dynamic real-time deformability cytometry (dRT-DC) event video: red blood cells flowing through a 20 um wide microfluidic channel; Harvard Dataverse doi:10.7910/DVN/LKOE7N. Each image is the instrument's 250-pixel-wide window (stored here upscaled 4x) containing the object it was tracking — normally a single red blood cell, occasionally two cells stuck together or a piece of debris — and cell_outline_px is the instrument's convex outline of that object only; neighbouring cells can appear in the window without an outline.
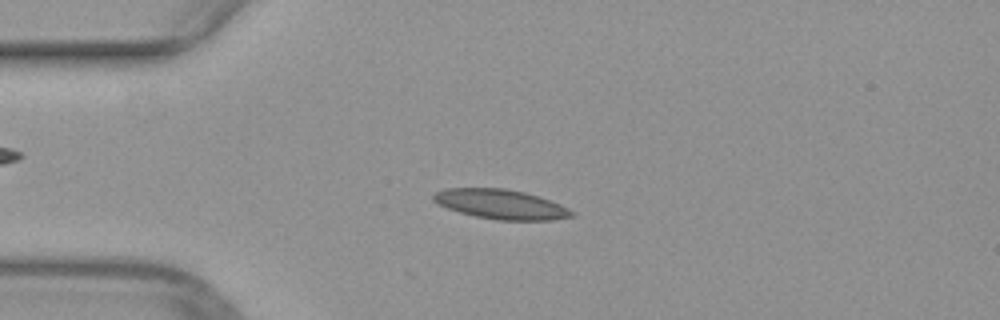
{"species": "common noctule bat (a hibernating species)", "species_latin": "Nyctalus noctula", "temperature_condition": "warm", "stored_images_in_passage": 42, "camera_frame_rate_fps": 3000, "um_per_image_px": 0.085, "animal": {"sex": "female", "body_mass_g": 29.2, "forearm_length_mm": 56.3}, "frame": {"image": 1, "passage_image": 4, "time_ms": 1.0, "image_size_px": [1000, 320], "cell_outline_px": [[576, 216], [552, 220], [496, 220], [476, 216], [460, 212], [436, 204], [432, 200], [432, 196], [436, 192], [444, 188], [504, 188], [524, 192], [560, 204], [568, 208]], "centroid_in_image_um": [42.54, 17.36], "position_along_channel_um": 42.5, "area_um2": 23.76}}
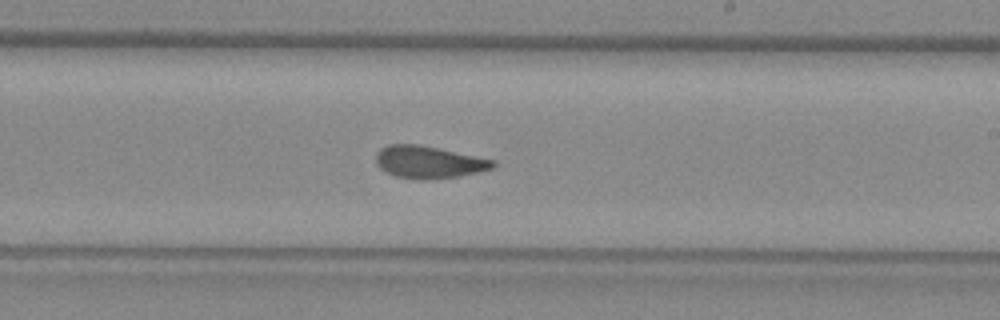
{"frame": {"image": 2, "passage_image": 21, "time_ms": 6.667, "image_size_px": [1000, 320], "cell_outline_px": [[496, 164], [492, 168], [476, 172], [456, 176], [424, 180], [396, 176], [384, 172], [376, 164], [376, 152], [380, 148], [388, 144], [420, 144], [496, 160]], "centroid_in_image_um": [36.4, 13.76], "position_along_channel_um": 252.6, "area_um2": 22.02}}
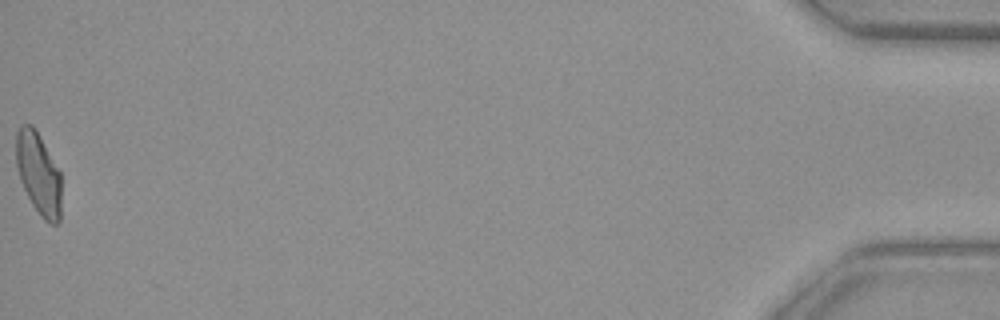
{"frame": {"image": 3, "passage_image": 42, "time_ms": 13.667, "image_size_px": [1000, 320], "cell_outline_px": [[60, 220], [56, 224], [48, 224], [40, 216], [32, 204], [20, 180], [16, 164], [16, 132], [20, 124], [32, 124], [60, 172]], "centroid_in_image_um": [3.25, 14.77], "position_along_channel_um": 431.9, "area_um2": 21.44}}